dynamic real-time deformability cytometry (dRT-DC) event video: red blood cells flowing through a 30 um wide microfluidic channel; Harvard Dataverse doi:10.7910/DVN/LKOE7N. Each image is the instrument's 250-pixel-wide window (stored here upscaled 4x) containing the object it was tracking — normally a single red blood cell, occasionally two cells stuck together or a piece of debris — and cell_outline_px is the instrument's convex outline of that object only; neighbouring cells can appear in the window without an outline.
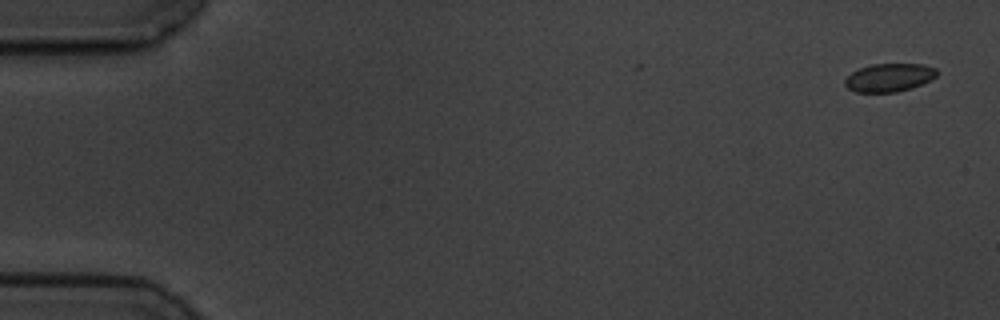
{"species": "common noctule bat (a hibernating species)", "species_latin": "Nyctalus noctula", "temperature_condition": "cold", "stored_images_in_passage": 3, "camera_frame_rate_fps": 3000, "um_per_image_px": 0.085, "animal": {"sex": "male", "body_mass_g": 19.5, "forearm_length_mm": 54.6}, "frame": {"image": 1, "passage_image": 1, "time_ms": 0.0, "image_size_px": [1000, 320], "cell_outline_px": [[936, 76], [912, 88], [896, 92], [856, 92], [848, 88], [844, 84], [844, 80], [852, 72], [860, 68], [872, 64], [924, 64], [936, 68]], "centroid_in_image_um": [75.56, 6.59], "position_along_channel_um": 9.4, "area_um2": 14.97}}